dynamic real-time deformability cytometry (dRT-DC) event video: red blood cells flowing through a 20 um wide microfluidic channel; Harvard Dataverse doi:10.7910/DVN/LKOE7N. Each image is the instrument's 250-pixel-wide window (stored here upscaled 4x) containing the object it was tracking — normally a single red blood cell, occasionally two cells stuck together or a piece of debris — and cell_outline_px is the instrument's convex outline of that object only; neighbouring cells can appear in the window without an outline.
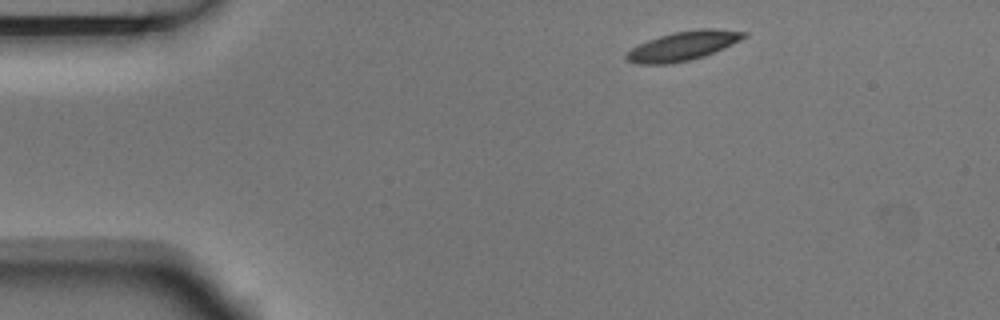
{"species": "Egyptian fruit bat (a non-hibernating species)", "species_latin": "Rousettus aegyptiacus", "temperature_condition": "room temperature", "stored_images_in_passage": 4, "segment_of_instrument_passage": [1, 2], "camera_frame_rate_fps": 3000, "um_per_image_px": 0.085, "animal": {"sex": "male"}, "frame": {"image": 1, "passage_image": 1, "time_ms": 0.0, "image_size_px": [1000, 320], "cell_outline_px": [[748, 36], [724, 48], [704, 56], [688, 60], [668, 64], [636, 64], [624, 60], [624, 56], [632, 48], [648, 40], [672, 32], [700, 28], [716, 28], [748, 32]], "centroid_in_image_um": [58.07, 3.89], "position_along_channel_um": 26.9, "area_um2": 20.06}}